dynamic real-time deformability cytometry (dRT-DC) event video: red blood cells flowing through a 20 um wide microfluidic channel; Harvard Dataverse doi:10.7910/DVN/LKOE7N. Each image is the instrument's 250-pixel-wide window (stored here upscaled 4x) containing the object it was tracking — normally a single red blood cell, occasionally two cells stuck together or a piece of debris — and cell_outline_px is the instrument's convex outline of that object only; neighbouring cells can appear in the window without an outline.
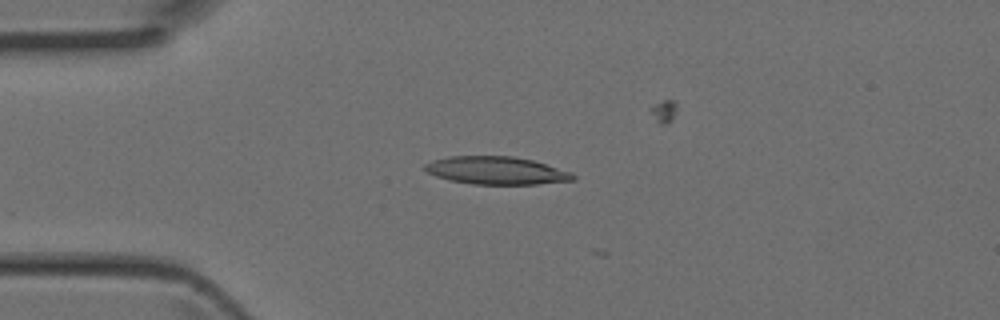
{"species": "Egyptian fruit bat (a non-hibernating species)", "species_latin": "Rousettus aegyptiacus", "temperature_condition": "room temperature", "stored_images_in_passage": 5, "camera_frame_rate_fps": 3000, "um_per_image_px": 0.085, "animal": {"sex": "female"}, "frame": {"image": 1, "passage_image": 4, "time_ms": 1.0, "image_size_px": [1000, 320], "cell_outline_px": [[576, 180], [536, 184], [472, 184], [452, 180], [436, 176], [428, 172], [424, 168], [424, 164], [432, 160], [448, 156], [512, 156], [532, 160], [572, 172], [576, 176]], "centroid_in_image_um": [42.2, 14.49], "position_along_channel_um": 42.8, "area_um2": 23.93}}